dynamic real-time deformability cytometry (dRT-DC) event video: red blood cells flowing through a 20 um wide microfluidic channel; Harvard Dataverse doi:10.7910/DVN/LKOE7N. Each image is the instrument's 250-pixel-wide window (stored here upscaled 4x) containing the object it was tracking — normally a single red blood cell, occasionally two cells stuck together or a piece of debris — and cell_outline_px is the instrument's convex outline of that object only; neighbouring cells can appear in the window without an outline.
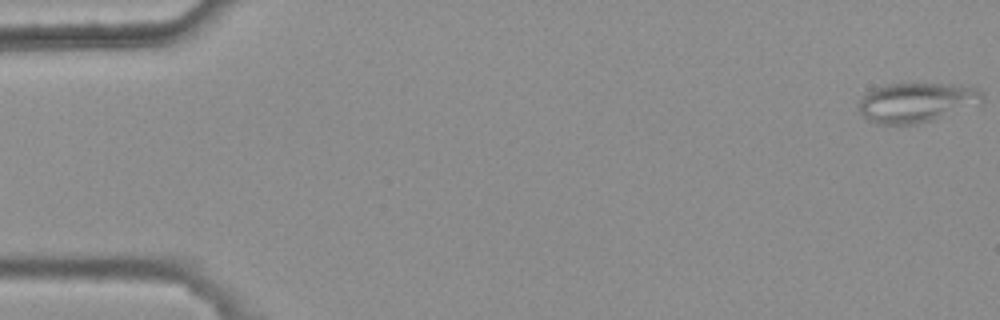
{"species": "common noctule bat (a hibernating species)", "species_latin": "Nyctalus noctula", "temperature_condition": "warm", "stored_images_in_passage": 48, "camera_frame_rate_fps": 3000, "um_per_image_px": 0.085, "animal": {"sex": "female", "body_mass_g": 25.1}, "frame": {"image": 1, "passage_image": 1, "time_ms": 0.0, "image_size_px": [1000, 320], "cell_outline_px": [[984, 100], [980, 104], [936, 120], [916, 124], [876, 124], [868, 120], [860, 112], [860, 100], [864, 92], [872, 88], [884, 84], [916, 80], [960, 84], [984, 92]], "centroid_in_image_um": [77.93, 8.65], "position_along_channel_um": 7.1, "area_um2": 30.06}}
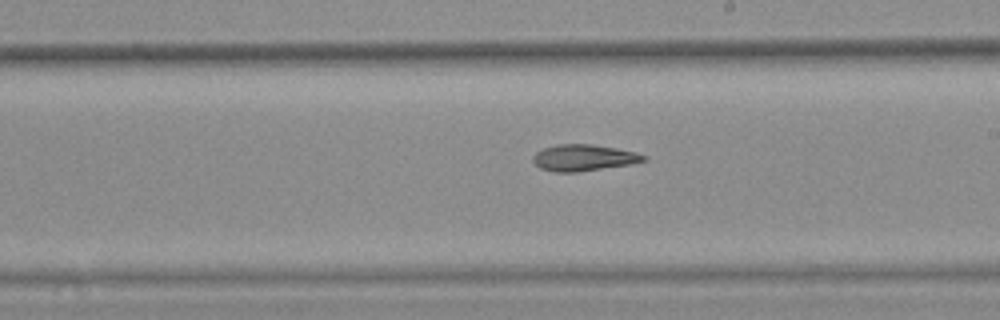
{"frame": {"image": 2, "passage_image": 31, "time_ms": 10.0, "image_size_px": [1000, 320], "cell_outline_px": [[648, 160], [628, 164], [576, 172], [552, 172], [540, 168], [532, 160], [532, 156], [536, 152], [544, 148], [556, 144], [592, 144], [616, 148], [636, 152], [648, 156]], "centroid_in_image_um": [49.59, 13.4], "position_along_channel_um": 239.4, "area_um2": 16.99}}
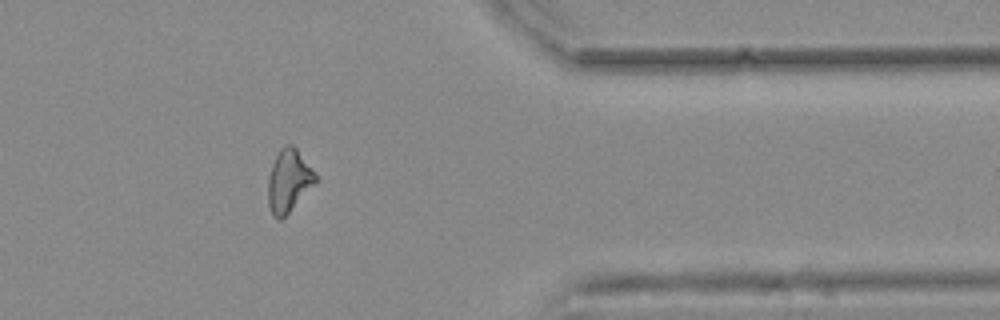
{"frame": {"image": 3, "passage_image": 44, "time_ms": 14.333, "image_size_px": [1000, 320], "cell_outline_px": [[316, 180], [288, 212], [280, 220], [276, 220], [268, 204], [268, 180], [272, 164], [280, 148], [288, 144], [292, 144], [296, 148], [316, 176]], "centroid_in_image_um": [24.49, 15.35], "position_along_channel_um": 386.9, "area_um2": 16.53}, "authors_computed_cell_mechanics": {"area_um2": 17.629, "velocity_mm_per_s": 3.7878, "shape_relaxation_time_tau1_ms": null, "shape_relaxation_time_tau2_ms": 7.7887, "deformation_change_tau1": null, "deformation_change_tau2": 0.1825}}